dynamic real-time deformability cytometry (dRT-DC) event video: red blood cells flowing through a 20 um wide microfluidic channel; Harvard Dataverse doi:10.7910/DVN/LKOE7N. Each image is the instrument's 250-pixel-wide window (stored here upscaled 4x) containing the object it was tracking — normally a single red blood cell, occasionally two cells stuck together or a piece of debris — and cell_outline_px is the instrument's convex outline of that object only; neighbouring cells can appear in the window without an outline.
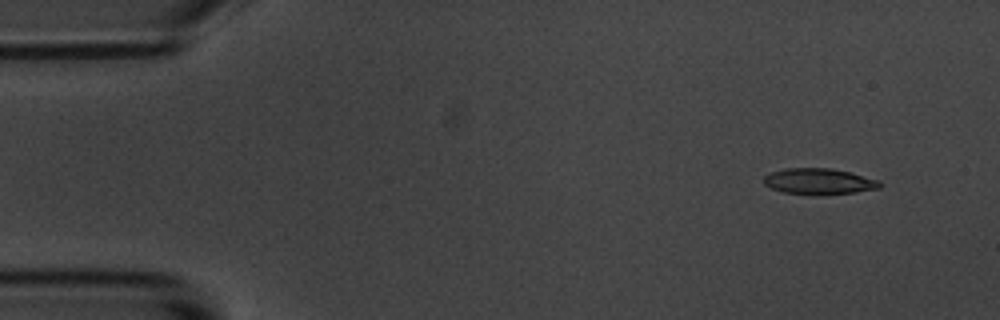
{"species": "common noctule bat (a hibernating species)", "species_latin": "Nyctalus noctula", "temperature_condition": "room temperature", "stored_images_in_passage": 7, "camera_frame_rate_fps": 3000, "um_per_image_px": 0.085, "animal": {"sex": "male", "body_mass_g": 20.1, "forearm_length_mm": 53.5}, "frame": {"image": 1, "passage_image": 1, "time_ms": 0.0, "image_size_px": [1000, 320], "cell_outline_px": [[880, 188], [856, 192], [784, 192], [772, 188], [764, 184], [764, 176], [772, 172], [784, 168], [832, 168], [880, 180]], "centroid_in_image_um": [69.61, 15.37], "position_along_channel_um": 15.4, "area_um2": 16.65}}
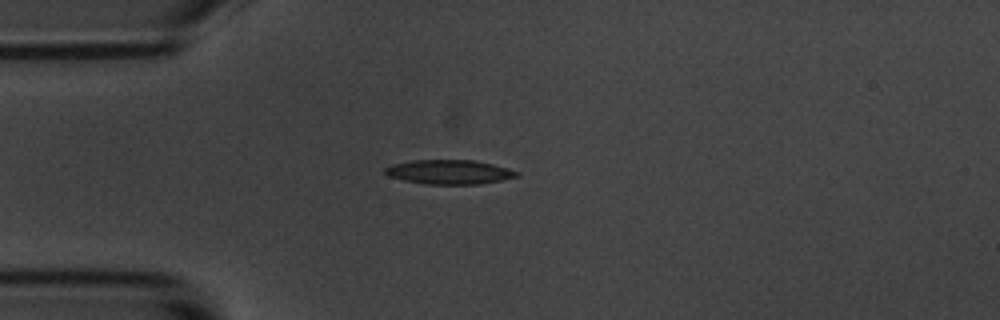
{"frame": {"image": 2, "passage_image": 4, "time_ms": 3.333, "image_size_px": [1000, 320], "cell_outline_px": [[520, 176], [480, 184], [424, 184], [404, 180], [388, 176], [384, 172], [384, 168], [392, 164], [412, 160], [476, 160], [508, 168], [520, 172]], "centroid_in_image_um": [38.19, 14.61], "position_along_channel_um": 46.8, "area_um2": 18.73}}
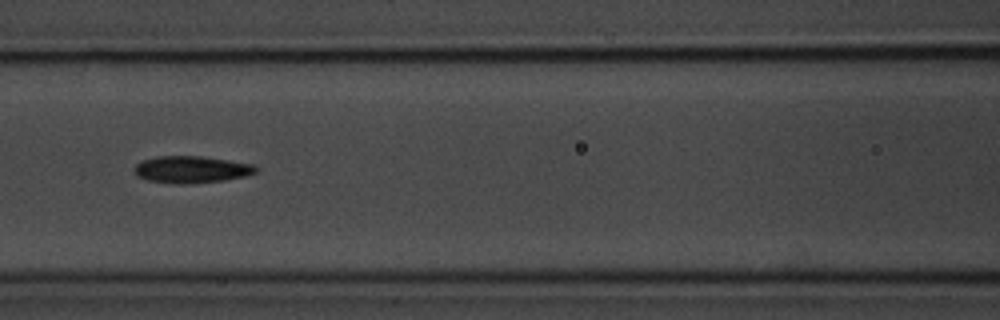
{"frame": {"image": 3, "passage_image": 7, "time_ms": 6.667, "image_size_px": [1000, 320], "cell_outline_px": [[256, 172], [244, 176], [224, 180], [188, 184], [176, 184], [148, 180], [136, 176], [136, 164], [144, 160], [156, 156], [200, 156], [228, 160], [252, 164], [256, 168]], "centroid_in_image_um": [16.25, 14.41], "position_along_channel_um": 150.3, "area_um2": 18.84}}